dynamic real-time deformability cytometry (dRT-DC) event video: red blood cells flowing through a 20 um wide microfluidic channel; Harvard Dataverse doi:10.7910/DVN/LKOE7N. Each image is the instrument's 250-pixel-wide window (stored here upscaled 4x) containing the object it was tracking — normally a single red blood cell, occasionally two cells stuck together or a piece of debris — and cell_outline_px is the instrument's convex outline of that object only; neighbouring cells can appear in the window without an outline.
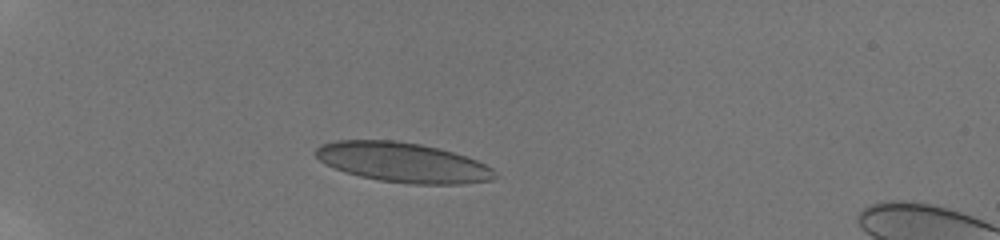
{"species": "human", "species_latin": "Homo sapiens", "temperature_condition": "room temperature", "stored_images_in_passage": 17, "camera_frame_rate_fps": 3000, "um_per_image_px": 0.085, "donor": {"sex": "male"}, "frame": {"image": 1, "passage_image": 10, "time_ms": 3.0, "image_size_px": [1000, 240], "cell_outline_px": [[500, 176], [492, 180], [464, 184], [412, 184], [380, 180], [360, 176], [344, 172], [324, 164], [316, 156], [316, 148], [320, 144], [336, 140], [396, 140], [420, 144], [452, 152], [476, 160], [492, 168]], "centroid_in_image_um": [34.24, 13.81], "position_along_channel_um": 50.8, "area_um2": 41.56}}
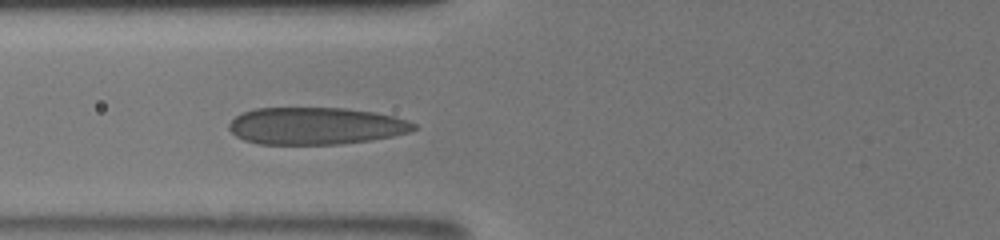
{"frame": {"image": 2, "passage_image": 15, "time_ms": 4.667, "image_size_px": [1000, 240], "cell_outline_px": [[416, 128], [408, 132], [392, 136], [368, 140], [340, 144], [260, 144], [244, 140], [236, 136], [228, 128], [228, 124], [236, 116], [244, 112], [256, 108], [344, 108], [376, 112], [408, 120], [416, 124]], "centroid_in_image_um": [26.83, 10.7], "position_along_channel_um": 99.0, "area_um2": 39.88}}
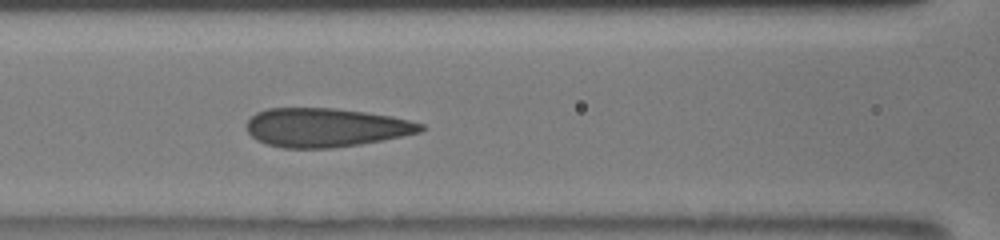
{"frame": {"image": 3, "passage_image": 17, "time_ms": 5.333, "image_size_px": [1000, 240], "cell_outline_px": [[424, 128], [420, 132], [360, 144], [332, 148], [284, 148], [268, 144], [256, 140], [248, 132], [244, 124], [256, 112], [268, 108], [332, 108], [364, 112], [392, 116], [424, 124]], "centroid_in_image_um": [27.63, 10.83], "position_along_channel_um": 139.0, "area_um2": 39.25}}